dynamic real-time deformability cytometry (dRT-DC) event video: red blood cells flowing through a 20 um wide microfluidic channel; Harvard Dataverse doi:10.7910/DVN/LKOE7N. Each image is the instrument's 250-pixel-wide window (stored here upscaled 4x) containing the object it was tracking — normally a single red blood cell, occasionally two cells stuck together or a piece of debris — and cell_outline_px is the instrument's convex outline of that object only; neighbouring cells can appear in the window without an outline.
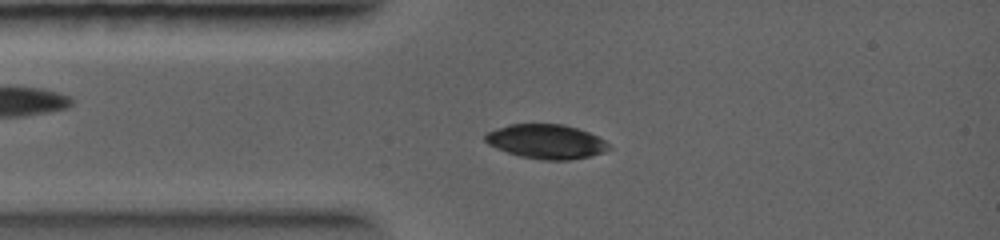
{"species": "common noctule bat (a hibernating species)", "species_latin": "Nyctalus noctula", "temperature_condition": "warm", "stored_images_in_passage": 3, "camera_frame_rate_fps": 5000, "um_per_image_px": 0.085, "animal": {"sex": "female", "body_mass_g": 19.0, "forearm_length_mm": 56.7}, "frame": {"image": 1, "passage_image": 2, "time_ms": 0.8, "image_size_px": [1000, 240], "cell_outline_px": [[612, 148], [604, 152], [572, 160], [540, 160], [520, 156], [496, 148], [488, 144], [484, 140], [484, 132], [508, 124], [564, 124], [588, 132], [604, 140]], "centroid_in_image_um": [46.39, 12.03], "position_along_channel_um": 38.6, "area_um2": 24.85}}
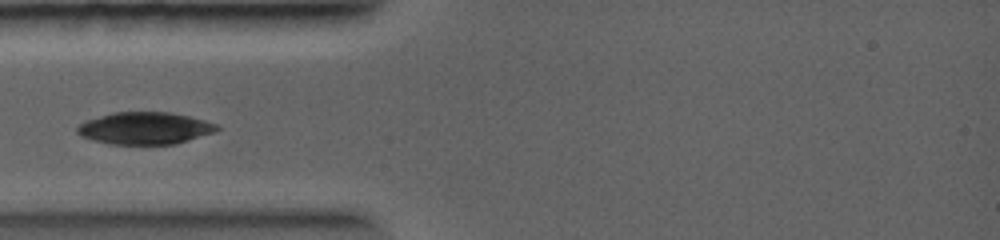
{"frame": {"image": 2, "passage_image": 3, "time_ms": 1.6, "image_size_px": [1000, 240], "cell_outline_px": [[220, 128], [212, 132], [176, 144], [108, 144], [80, 136], [76, 132], [76, 128], [84, 120], [112, 112], [172, 112], [204, 120], [216, 124]], "centroid_in_image_um": [12.25, 10.89], "position_along_channel_um": 72.7, "area_um2": 26.13}}